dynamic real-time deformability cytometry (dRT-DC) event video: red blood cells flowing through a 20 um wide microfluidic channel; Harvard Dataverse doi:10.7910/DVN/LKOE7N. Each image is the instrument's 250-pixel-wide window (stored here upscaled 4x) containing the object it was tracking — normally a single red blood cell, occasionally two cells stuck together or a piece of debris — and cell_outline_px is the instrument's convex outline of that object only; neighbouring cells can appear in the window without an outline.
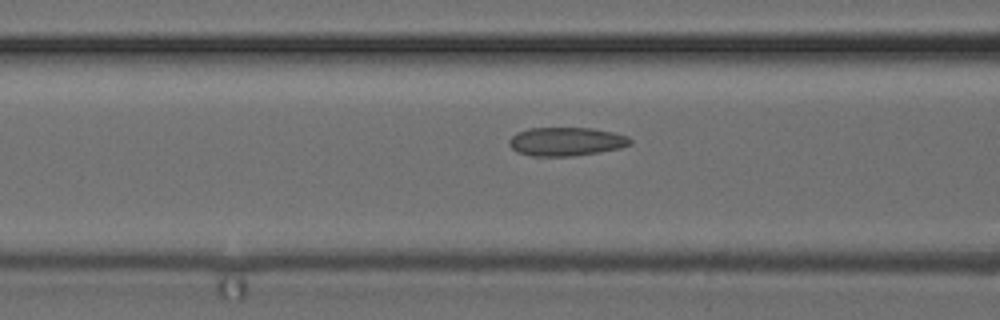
{"species": "common noctule bat (a hibernating species)", "species_latin": "Nyctalus noctula", "temperature_condition": "cold", "stored_images_in_passage": 10, "camera_frame_rate_fps": 3000, "um_per_image_px": 0.085, "animal": {"sex": "female", "body_mass_g": 24.6, "forearm_length_mm": 56.2}, "frame": {"image": 1, "passage_image": 9, "time_ms": 2.667, "image_size_px": [1000, 320], "cell_outline_px": [[632, 144], [620, 148], [600, 152], [572, 156], [532, 156], [516, 152], [508, 144], [508, 140], [516, 132], [528, 128], [592, 128], [612, 132], [628, 136], [632, 140]], "centroid_in_image_um": [48.11, 12.03], "position_along_channel_um": 118.5, "area_um2": 20.35}}